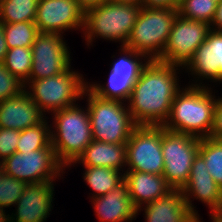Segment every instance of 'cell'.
<instances>
[{
	"instance_id": "6da1fadb",
	"label": "cell",
	"mask_w": 222,
	"mask_h": 222,
	"mask_svg": "<svg viewBox=\"0 0 222 222\" xmlns=\"http://www.w3.org/2000/svg\"><path fill=\"white\" fill-rule=\"evenodd\" d=\"M145 62L132 87L128 110L136 125L162 126L180 90L176 81L178 66L149 59Z\"/></svg>"
},
{
	"instance_id": "7a4b0ae2",
	"label": "cell",
	"mask_w": 222,
	"mask_h": 222,
	"mask_svg": "<svg viewBox=\"0 0 222 222\" xmlns=\"http://www.w3.org/2000/svg\"><path fill=\"white\" fill-rule=\"evenodd\" d=\"M191 86L182 93L180 90L176 93L169 117L162 126L169 131L198 138L210 137L216 99L205 86Z\"/></svg>"
},
{
	"instance_id": "3957f363",
	"label": "cell",
	"mask_w": 222,
	"mask_h": 222,
	"mask_svg": "<svg viewBox=\"0 0 222 222\" xmlns=\"http://www.w3.org/2000/svg\"><path fill=\"white\" fill-rule=\"evenodd\" d=\"M87 93L92 139L110 144H126L137 126L129 110L122 106L124 104L121 100L99 97L89 87L85 88L83 95Z\"/></svg>"
},
{
	"instance_id": "277c9868",
	"label": "cell",
	"mask_w": 222,
	"mask_h": 222,
	"mask_svg": "<svg viewBox=\"0 0 222 222\" xmlns=\"http://www.w3.org/2000/svg\"><path fill=\"white\" fill-rule=\"evenodd\" d=\"M86 111L73 105L53 112L57 134L51 132V144L63 166L75 163L93 140L88 108Z\"/></svg>"
},
{
	"instance_id": "5b68a950",
	"label": "cell",
	"mask_w": 222,
	"mask_h": 222,
	"mask_svg": "<svg viewBox=\"0 0 222 222\" xmlns=\"http://www.w3.org/2000/svg\"><path fill=\"white\" fill-rule=\"evenodd\" d=\"M177 14V9L142 7L125 46L151 55L147 60H157L165 49Z\"/></svg>"
},
{
	"instance_id": "8992f818",
	"label": "cell",
	"mask_w": 222,
	"mask_h": 222,
	"mask_svg": "<svg viewBox=\"0 0 222 222\" xmlns=\"http://www.w3.org/2000/svg\"><path fill=\"white\" fill-rule=\"evenodd\" d=\"M142 6L107 1L85 11L84 28L87 43L93 36L121 40L126 45ZM87 32V33H86Z\"/></svg>"
},
{
	"instance_id": "52a82bcc",
	"label": "cell",
	"mask_w": 222,
	"mask_h": 222,
	"mask_svg": "<svg viewBox=\"0 0 222 222\" xmlns=\"http://www.w3.org/2000/svg\"><path fill=\"white\" fill-rule=\"evenodd\" d=\"M29 81L32 83L33 93L30 91L28 94L41 112H55L73 106V101L83 97V92L88 86L82 76L75 71L70 72V68L52 77Z\"/></svg>"
},
{
	"instance_id": "ba28073f",
	"label": "cell",
	"mask_w": 222,
	"mask_h": 222,
	"mask_svg": "<svg viewBox=\"0 0 222 222\" xmlns=\"http://www.w3.org/2000/svg\"><path fill=\"white\" fill-rule=\"evenodd\" d=\"M200 138L169 131L163 127V177L173 189H182L189 180L194 157L199 152Z\"/></svg>"
},
{
	"instance_id": "9c48e42d",
	"label": "cell",
	"mask_w": 222,
	"mask_h": 222,
	"mask_svg": "<svg viewBox=\"0 0 222 222\" xmlns=\"http://www.w3.org/2000/svg\"><path fill=\"white\" fill-rule=\"evenodd\" d=\"M163 126L137 125L126 143V165L130 171L162 175Z\"/></svg>"
},
{
	"instance_id": "30bf717a",
	"label": "cell",
	"mask_w": 222,
	"mask_h": 222,
	"mask_svg": "<svg viewBox=\"0 0 222 222\" xmlns=\"http://www.w3.org/2000/svg\"><path fill=\"white\" fill-rule=\"evenodd\" d=\"M4 173L27 184L54 181L64 167L50 144L33 152H15L2 161ZM55 176V177H54Z\"/></svg>"
},
{
	"instance_id": "8fae6325",
	"label": "cell",
	"mask_w": 222,
	"mask_h": 222,
	"mask_svg": "<svg viewBox=\"0 0 222 222\" xmlns=\"http://www.w3.org/2000/svg\"><path fill=\"white\" fill-rule=\"evenodd\" d=\"M206 22L186 19L177 14L165 49L157 61L186 66L192 59L196 49L206 41L212 29Z\"/></svg>"
},
{
	"instance_id": "7c38bea8",
	"label": "cell",
	"mask_w": 222,
	"mask_h": 222,
	"mask_svg": "<svg viewBox=\"0 0 222 222\" xmlns=\"http://www.w3.org/2000/svg\"><path fill=\"white\" fill-rule=\"evenodd\" d=\"M32 69L29 80L55 76L70 68V53L61 34L40 32L31 47Z\"/></svg>"
},
{
	"instance_id": "4fadbf2b",
	"label": "cell",
	"mask_w": 222,
	"mask_h": 222,
	"mask_svg": "<svg viewBox=\"0 0 222 222\" xmlns=\"http://www.w3.org/2000/svg\"><path fill=\"white\" fill-rule=\"evenodd\" d=\"M121 50L123 53L125 52L126 57L123 56L117 62L113 63L106 88L98 84L87 86L99 97L121 101L128 100L134 83L146 65V63L143 64L142 61L140 62L137 59L145 57L144 54L135 52L126 46H122Z\"/></svg>"
},
{
	"instance_id": "5bb4252c",
	"label": "cell",
	"mask_w": 222,
	"mask_h": 222,
	"mask_svg": "<svg viewBox=\"0 0 222 222\" xmlns=\"http://www.w3.org/2000/svg\"><path fill=\"white\" fill-rule=\"evenodd\" d=\"M84 16L77 0H39L35 24L39 32L60 34L84 26Z\"/></svg>"
},
{
	"instance_id": "9a60e30c",
	"label": "cell",
	"mask_w": 222,
	"mask_h": 222,
	"mask_svg": "<svg viewBox=\"0 0 222 222\" xmlns=\"http://www.w3.org/2000/svg\"><path fill=\"white\" fill-rule=\"evenodd\" d=\"M52 182L27 184L16 203L18 205L15 214L17 218L5 215L0 222H44L52 207L54 191Z\"/></svg>"
},
{
	"instance_id": "2e32d148",
	"label": "cell",
	"mask_w": 222,
	"mask_h": 222,
	"mask_svg": "<svg viewBox=\"0 0 222 222\" xmlns=\"http://www.w3.org/2000/svg\"><path fill=\"white\" fill-rule=\"evenodd\" d=\"M184 198L189 209L197 216L189 199L190 193L197 199L209 205L215 211L222 201V188H220L206 167L203 157L197 153L189 174V180L182 188Z\"/></svg>"
},
{
	"instance_id": "e0dca14e",
	"label": "cell",
	"mask_w": 222,
	"mask_h": 222,
	"mask_svg": "<svg viewBox=\"0 0 222 222\" xmlns=\"http://www.w3.org/2000/svg\"><path fill=\"white\" fill-rule=\"evenodd\" d=\"M43 117L28 91L0 102V128L22 131L38 125Z\"/></svg>"
},
{
	"instance_id": "ac0fdd59",
	"label": "cell",
	"mask_w": 222,
	"mask_h": 222,
	"mask_svg": "<svg viewBox=\"0 0 222 222\" xmlns=\"http://www.w3.org/2000/svg\"><path fill=\"white\" fill-rule=\"evenodd\" d=\"M190 71L203 78L222 80V31L211 29L186 65Z\"/></svg>"
},
{
	"instance_id": "d6986e66",
	"label": "cell",
	"mask_w": 222,
	"mask_h": 222,
	"mask_svg": "<svg viewBox=\"0 0 222 222\" xmlns=\"http://www.w3.org/2000/svg\"><path fill=\"white\" fill-rule=\"evenodd\" d=\"M147 222H200L188 207L182 189H172L145 207Z\"/></svg>"
},
{
	"instance_id": "ffe728a7",
	"label": "cell",
	"mask_w": 222,
	"mask_h": 222,
	"mask_svg": "<svg viewBox=\"0 0 222 222\" xmlns=\"http://www.w3.org/2000/svg\"><path fill=\"white\" fill-rule=\"evenodd\" d=\"M93 198L94 209L99 221L127 222L133 220L138 213L129 196V190L124 180L104 196Z\"/></svg>"
},
{
	"instance_id": "44dd1931",
	"label": "cell",
	"mask_w": 222,
	"mask_h": 222,
	"mask_svg": "<svg viewBox=\"0 0 222 222\" xmlns=\"http://www.w3.org/2000/svg\"><path fill=\"white\" fill-rule=\"evenodd\" d=\"M134 207L139 211L143 204H149L166 195L173 188L163 175L129 171L123 174Z\"/></svg>"
},
{
	"instance_id": "7402d4cb",
	"label": "cell",
	"mask_w": 222,
	"mask_h": 222,
	"mask_svg": "<svg viewBox=\"0 0 222 222\" xmlns=\"http://www.w3.org/2000/svg\"><path fill=\"white\" fill-rule=\"evenodd\" d=\"M80 160L85 167H108L120 171L126 164V144L92 140L76 161Z\"/></svg>"
},
{
	"instance_id": "603a6c76",
	"label": "cell",
	"mask_w": 222,
	"mask_h": 222,
	"mask_svg": "<svg viewBox=\"0 0 222 222\" xmlns=\"http://www.w3.org/2000/svg\"><path fill=\"white\" fill-rule=\"evenodd\" d=\"M39 0H0L3 23L35 22Z\"/></svg>"
},
{
	"instance_id": "cb8c5ba5",
	"label": "cell",
	"mask_w": 222,
	"mask_h": 222,
	"mask_svg": "<svg viewBox=\"0 0 222 222\" xmlns=\"http://www.w3.org/2000/svg\"><path fill=\"white\" fill-rule=\"evenodd\" d=\"M85 168L86 172L84 180H86V183H88L92 190L97 193V195L95 194V197L104 196L124 180V176H120V172L112 168Z\"/></svg>"
},
{
	"instance_id": "d4e9b609",
	"label": "cell",
	"mask_w": 222,
	"mask_h": 222,
	"mask_svg": "<svg viewBox=\"0 0 222 222\" xmlns=\"http://www.w3.org/2000/svg\"><path fill=\"white\" fill-rule=\"evenodd\" d=\"M198 153L203 157L216 184L222 188V140L200 138Z\"/></svg>"
},
{
	"instance_id": "484cf974",
	"label": "cell",
	"mask_w": 222,
	"mask_h": 222,
	"mask_svg": "<svg viewBox=\"0 0 222 222\" xmlns=\"http://www.w3.org/2000/svg\"><path fill=\"white\" fill-rule=\"evenodd\" d=\"M39 33L35 22L4 23V36L8 49L32 47Z\"/></svg>"
},
{
	"instance_id": "4316f807",
	"label": "cell",
	"mask_w": 222,
	"mask_h": 222,
	"mask_svg": "<svg viewBox=\"0 0 222 222\" xmlns=\"http://www.w3.org/2000/svg\"><path fill=\"white\" fill-rule=\"evenodd\" d=\"M46 120L38 125L20 131L17 152H33L51 144V132Z\"/></svg>"
},
{
	"instance_id": "83f0119b",
	"label": "cell",
	"mask_w": 222,
	"mask_h": 222,
	"mask_svg": "<svg viewBox=\"0 0 222 222\" xmlns=\"http://www.w3.org/2000/svg\"><path fill=\"white\" fill-rule=\"evenodd\" d=\"M32 59L31 47H15L8 49L3 64L12 75L26 84L29 82Z\"/></svg>"
},
{
	"instance_id": "f1b7e54d",
	"label": "cell",
	"mask_w": 222,
	"mask_h": 222,
	"mask_svg": "<svg viewBox=\"0 0 222 222\" xmlns=\"http://www.w3.org/2000/svg\"><path fill=\"white\" fill-rule=\"evenodd\" d=\"M218 6L216 0H183L177 7L178 14L186 19L212 24Z\"/></svg>"
},
{
	"instance_id": "f546056e",
	"label": "cell",
	"mask_w": 222,
	"mask_h": 222,
	"mask_svg": "<svg viewBox=\"0 0 222 222\" xmlns=\"http://www.w3.org/2000/svg\"><path fill=\"white\" fill-rule=\"evenodd\" d=\"M27 183L7 174L2 175L0 181V220L5 216L3 207L16 204L23 194Z\"/></svg>"
},
{
	"instance_id": "4dcf8cb0",
	"label": "cell",
	"mask_w": 222,
	"mask_h": 222,
	"mask_svg": "<svg viewBox=\"0 0 222 222\" xmlns=\"http://www.w3.org/2000/svg\"><path fill=\"white\" fill-rule=\"evenodd\" d=\"M25 90V84L12 75L3 63H0V102L7 98L16 97Z\"/></svg>"
},
{
	"instance_id": "1f68e13d",
	"label": "cell",
	"mask_w": 222,
	"mask_h": 222,
	"mask_svg": "<svg viewBox=\"0 0 222 222\" xmlns=\"http://www.w3.org/2000/svg\"><path fill=\"white\" fill-rule=\"evenodd\" d=\"M20 131L0 128V158L4 161L16 152Z\"/></svg>"
},
{
	"instance_id": "d6a6232c",
	"label": "cell",
	"mask_w": 222,
	"mask_h": 222,
	"mask_svg": "<svg viewBox=\"0 0 222 222\" xmlns=\"http://www.w3.org/2000/svg\"><path fill=\"white\" fill-rule=\"evenodd\" d=\"M209 138L222 140V98L216 100L214 124Z\"/></svg>"
},
{
	"instance_id": "836d02e7",
	"label": "cell",
	"mask_w": 222,
	"mask_h": 222,
	"mask_svg": "<svg viewBox=\"0 0 222 222\" xmlns=\"http://www.w3.org/2000/svg\"><path fill=\"white\" fill-rule=\"evenodd\" d=\"M142 7L158 9H177L172 0H143Z\"/></svg>"
},
{
	"instance_id": "e575fe53",
	"label": "cell",
	"mask_w": 222,
	"mask_h": 222,
	"mask_svg": "<svg viewBox=\"0 0 222 222\" xmlns=\"http://www.w3.org/2000/svg\"><path fill=\"white\" fill-rule=\"evenodd\" d=\"M7 51L8 47L4 36V23L0 21V63L4 62Z\"/></svg>"
},
{
	"instance_id": "d590c367",
	"label": "cell",
	"mask_w": 222,
	"mask_h": 222,
	"mask_svg": "<svg viewBox=\"0 0 222 222\" xmlns=\"http://www.w3.org/2000/svg\"><path fill=\"white\" fill-rule=\"evenodd\" d=\"M212 24L217 26L215 31H222V0L218 2Z\"/></svg>"
},
{
	"instance_id": "8d00e7d4",
	"label": "cell",
	"mask_w": 222,
	"mask_h": 222,
	"mask_svg": "<svg viewBox=\"0 0 222 222\" xmlns=\"http://www.w3.org/2000/svg\"><path fill=\"white\" fill-rule=\"evenodd\" d=\"M78 4L81 6V8L86 11L92 7L99 6L108 0H77Z\"/></svg>"
},
{
	"instance_id": "74e56055",
	"label": "cell",
	"mask_w": 222,
	"mask_h": 222,
	"mask_svg": "<svg viewBox=\"0 0 222 222\" xmlns=\"http://www.w3.org/2000/svg\"><path fill=\"white\" fill-rule=\"evenodd\" d=\"M110 2L116 3V4H131V5H138L142 6L143 0H108Z\"/></svg>"
},
{
	"instance_id": "f35d334b",
	"label": "cell",
	"mask_w": 222,
	"mask_h": 222,
	"mask_svg": "<svg viewBox=\"0 0 222 222\" xmlns=\"http://www.w3.org/2000/svg\"><path fill=\"white\" fill-rule=\"evenodd\" d=\"M213 222H222V217L216 212L212 211Z\"/></svg>"
},
{
	"instance_id": "ab89813d",
	"label": "cell",
	"mask_w": 222,
	"mask_h": 222,
	"mask_svg": "<svg viewBox=\"0 0 222 222\" xmlns=\"http://www.w3.org/2000/svg\"><path fill=\"white\" fill-rule=\"evenodd\" d=\"M215 211L222 217V201H221L219 207Z\"/></svg>"
},
{
	"instance_id": "60d3db41",
	"label": "cell",
	"mask_w": 222,
	"mask_h": 222,
	"mask_svg": "<svg viewBox=\"0 0 222 222\" xmlns=\"http://www.w3.org/2000/svg\"><path fill=\"white\" fill-rule=\"evenodd\" d=\"M4 174V170H3V165H2V161L0 162V181L2 179V175Z\"/></svg>"
},
{
	"instance_id": "b9f144b4",
	"label": "cell",
	"mask_w": 222,
	"mask_h": 222,
	"mask_svg": "<svg viewBox=\"0 0 222 222\" xmlns=\"http://www.w3.org/2000/svg\"><path fill=\"white\" fill-rule=\"evenodd\" d=\"M177 6L183 1V0H172Z\"/></svg>"
}]
</instances>
